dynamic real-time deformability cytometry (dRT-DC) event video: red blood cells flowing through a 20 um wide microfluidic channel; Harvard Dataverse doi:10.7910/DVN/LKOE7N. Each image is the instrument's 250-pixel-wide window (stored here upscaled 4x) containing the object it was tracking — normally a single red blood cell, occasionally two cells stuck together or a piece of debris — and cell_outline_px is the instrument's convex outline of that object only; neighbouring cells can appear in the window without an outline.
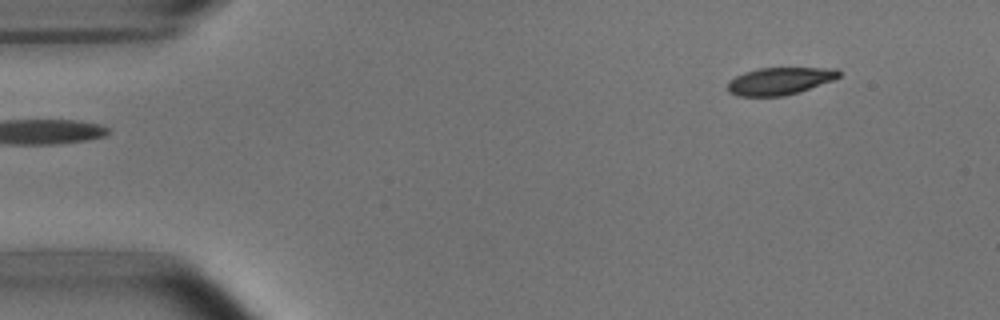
{"species": "common noctule bat (a hibernating species)", "species_latin": "Nyctalus noctula", "temperature_condition": "room temperature", "stored_images_in_passage": 3, "camera_frame_rate_fps": 3000, "um_per_image_px": 0.085, "animal": {"sex": "male", "body_mass_g": 15.6}, "frame": {"image": 1, "passage_image": 1, "time_ms": 0.0, "image_size_px": [1000, 320], "cell_outline_px": [[840, 76], [832, 80], [784, 96], [736, 96], [728, 92], [728, 80], [744, 72], [760, 68], [836, 68], [840, 72]], "centroid_in_image_um": [66.22, 6.88], "position_along_channel_um": 18.8, "area_um2": 17.51}}
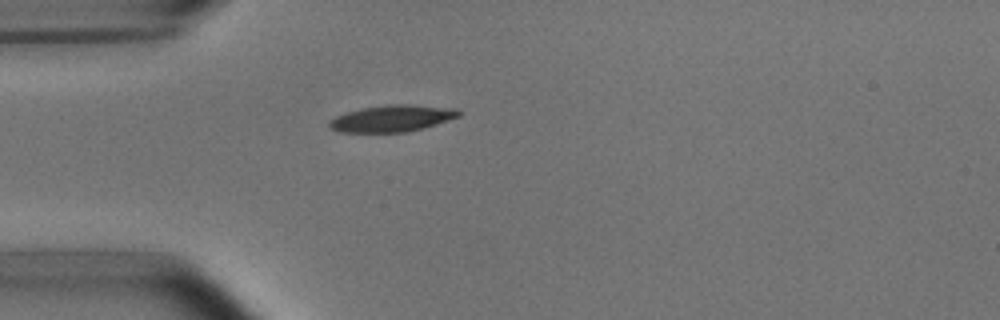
{"frame": {"image": 2, "passage_image": 3, "time_ms": 3.0, "image_size_px": [1000, 320], "cell_outline_px": [[460, 116], [424, 128], [404, 132], [340, 132], [328, 128], [328, 120], [336, 116], [348, 112], [364, 108], [384, 104], [408, 104], [456, 108], [460, 112]], "centroid_in_image_um": [33.31, 10.06], "position_along_channel_um": 51.7, "area_um2": 20.11}}